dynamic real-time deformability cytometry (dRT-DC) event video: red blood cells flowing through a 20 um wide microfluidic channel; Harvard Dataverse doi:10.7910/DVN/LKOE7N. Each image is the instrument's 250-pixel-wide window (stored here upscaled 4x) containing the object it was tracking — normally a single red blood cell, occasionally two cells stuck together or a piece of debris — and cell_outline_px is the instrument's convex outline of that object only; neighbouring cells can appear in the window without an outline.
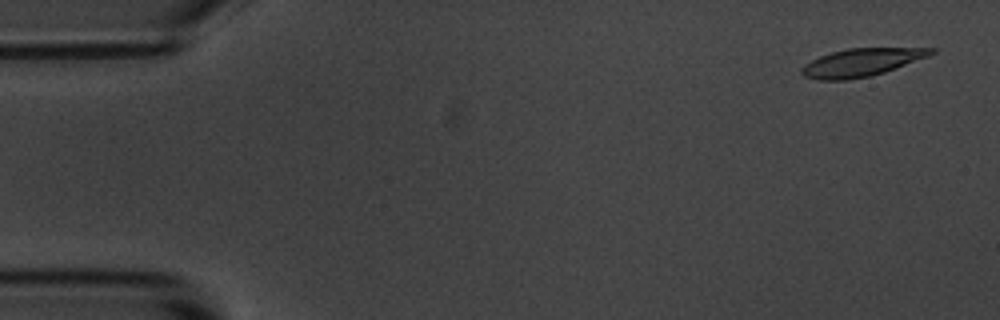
{"species": "common noctule bat (a hibernating species)", "species_latin": "Nyctalus noctula", "temperature_condition": "room temperature", "stored_images_in_passage": 10, "camera_frame_rate_fps": 3000, "um_per_image_px": 0.085, "animal": {"sex": "male", "body_mass_g": 20.1, "forearm_length_mm": 53.5}, "frame": {"image": 1, "passage_image": 1, "time_ms": 0.0, "image_size_px": [1000, 320], "cell_outline_px": [[936, 52], [928, 56], [884, 72], [872, 76], [848, 80], [816, 80], [804, 76], [800, 72], [800, 68], [804, 64], [820, 56], [832, 52], [848, 48], [936, 48]], "centroid_in_image_um": [73.18, 5.31], "position_along_channel_um": 11.8, "area_um2": 20.98}}
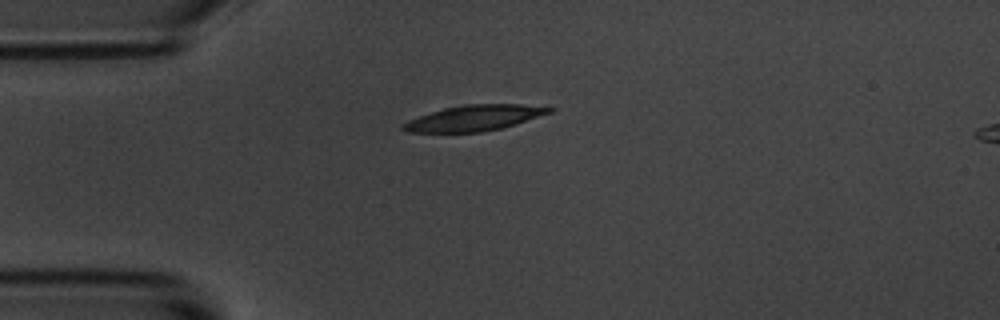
{"frame": {"image": 2, "passage_image": 4, "time_ms": 3.667, "image_size_px": [1000, 320], "cell_outline_px": [[556, 108], [552, 112], [516, 124], [500, 128], [480, 132], [408, 132], [400, 128], [408, 120], [444, 108], [464, 104], [520, 104]], "centroid_in_image_um": [40.34, 10.02], "position_along_channel_um": 44.7, "area_um2": 21.62}}
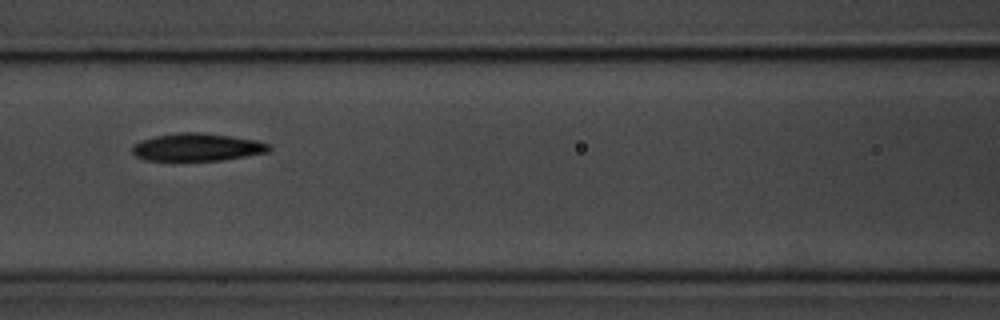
{"frame": {"image": 3, "passage_image": 7, "time_ms": 7.0, "image_size_px": [1000, 320], "cell_outline_px": [[272, 148], [268, 152], [220, 160], [144, 160], [136, 156], [132, 152], [132, 144], [140, 140], [156, 136], [176, 132], [200, 132], [232, 136], [256, 140], [272, 144]], "centroid_in_image_um": [16.75, 12.5], "position_along_channel_um": 149.8, "area_um2": 22.14}}